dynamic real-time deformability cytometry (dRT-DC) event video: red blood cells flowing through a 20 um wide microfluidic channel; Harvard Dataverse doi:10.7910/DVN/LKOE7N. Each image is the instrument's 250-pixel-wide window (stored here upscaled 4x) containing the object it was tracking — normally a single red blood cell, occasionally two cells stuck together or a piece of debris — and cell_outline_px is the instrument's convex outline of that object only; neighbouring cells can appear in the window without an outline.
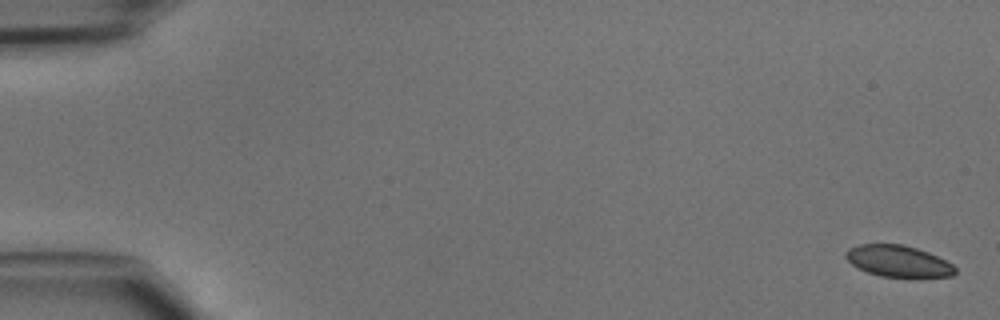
{"species": "common noctule bat (a hibernating species)", "species_latin": "Nyctalus noctula", "temperature_condition": "cold", "stored_images_in_passage": 47, "camera_frame_rate_fps": 3000, "um_per_image_px": 0.085, "animal": {"sex": "male", "body_mass_g": 15.6}, "frame": {"image": 1, "passage_image": 1, "time_ms": 0.0, "image_size_px": [1000, 320], "cell_outline_px": [[956, 272], [952, 276], [916, 280], [880, 276], [856, 268], [844, 256], [844, 252], [848, 248], [860, 244], [904, 244], [928, 252], [952, 264], [956, 268]], "centroid_in_image_um": [76.37, 22.24], "position_along_channel_um": 8.6, "area_um2": 20.87}}
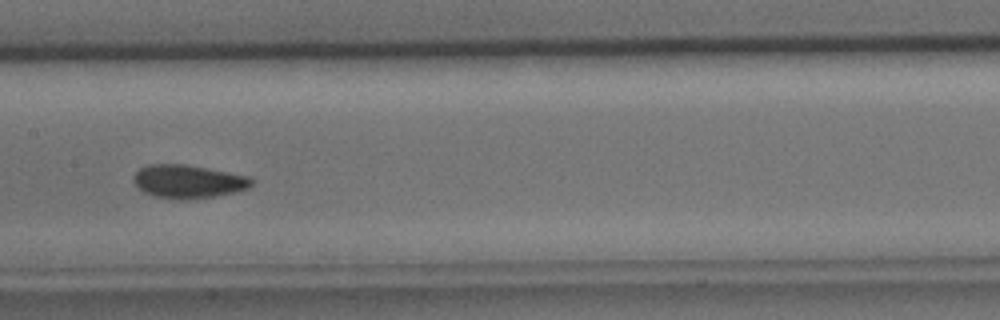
{"frame": {"image": 2, "passage_image": 24, "time_ms": 7.667, "image_size_px": [1000, 320], "cell_outline_px": [[252, 184], [248, 188], [216, 196], [180, 200], [156, 196], [144, 192], [132, 180], [136, 172], [140, 168], [148, 164], [188, 164], [248, 176], [252, 180]], "centroid_in_image_um": [15.98, 15.41], "position_along_channel_um": 191.4, "area_um2": 22.72}}
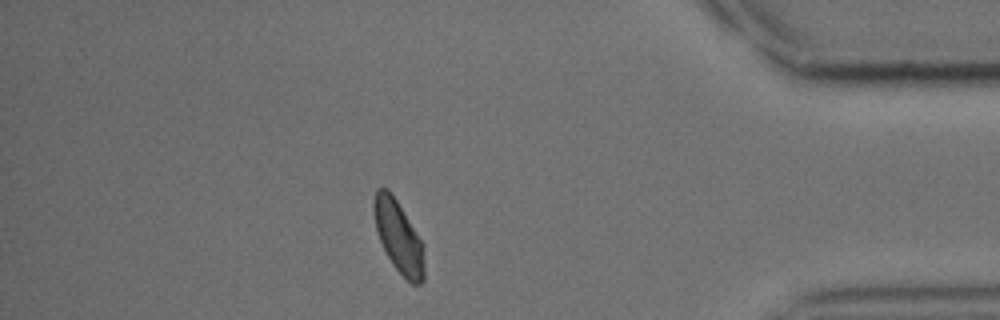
{"frame": {"image": 3, "passage_image": 41, "time_ms": 13.333, "image_size_px": [1000, 320], "cell_outline_px": [[424, 280], [420, 284], [412, 284], [392, 264], [380, 240], [376, 228], [372, 212], [372, 200], [376, 188], [388, 188], [396, 200], [424, 244]], "centroid_in_image_um": [33.87, 20.09], "position_along_channel_um": 401.3, "area_um2": 21.1}}